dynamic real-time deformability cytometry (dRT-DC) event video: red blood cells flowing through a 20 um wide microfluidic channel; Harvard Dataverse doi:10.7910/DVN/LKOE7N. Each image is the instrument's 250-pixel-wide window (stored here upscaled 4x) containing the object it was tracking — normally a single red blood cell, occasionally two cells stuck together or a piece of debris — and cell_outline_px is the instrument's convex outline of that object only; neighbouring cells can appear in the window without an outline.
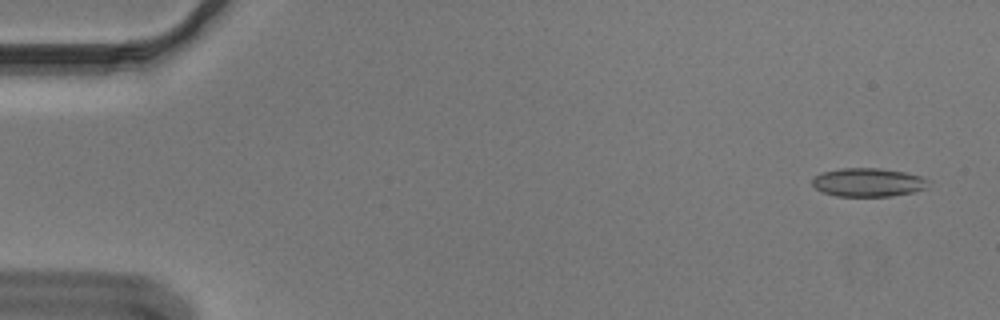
{"species": "Egyptian fruit bat (a non-hibernating species)", "species_latin": "Rousettus aegyptiacus", "temperature_condition": "cold", "stored_images_in_passage": 55, "camera_frame_rate_fps": 3000, "um_per_image_px": 0.085, "animal": {"sex": "male"}, "frame": {"image": 1, "passage_image": 3, "time_ms": 0.667, "image_size_px": [1000, 320], "cell_outline_px": [[928, 188], [912, 192], [892, 196], [836, 196], [824, 192], [816, 188], [812, 184], [812, 180], [816, 176], [824, 172], [840, 168], [880, 168], [904, 172], [924, 176], [928, 180]], "centroid_in_image_um": [73.84, 15.5], "position_along_channel_um": 11.2, "area_um2": 19.31}}
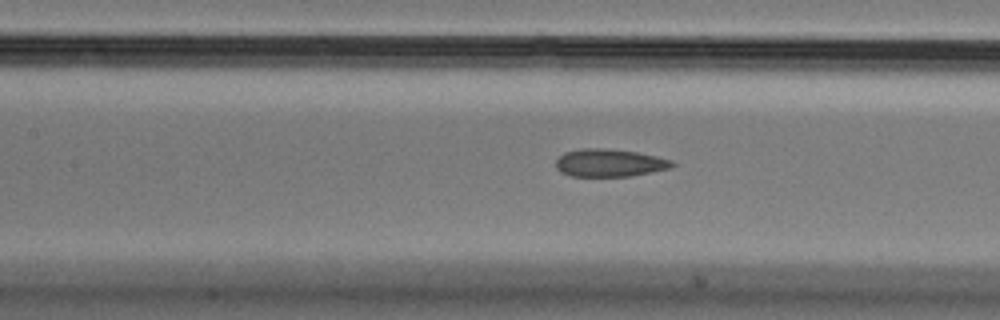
{"frame": {"image": 2, "passage_image": 25, "time_ms": 8.0, "image_size_px": [1000, 320], "cell_outline_px": [[676, 164], [668, 168], [652, 172], [632, 176], [572, 176], [560, 172], [556, 168], [556, 160], [564, 152], [580, 148], [604, 148], [636, 152], [656, 156], [672, 160]], "centroid_in_image_um": [51.79, 13.84], "position_along_channel_um": 155.6, "area_um2": 18.79}}
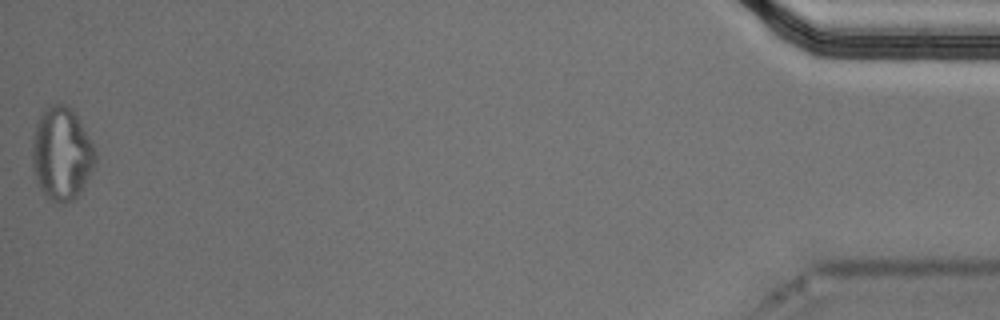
{"frame": {"image": 3, "passage_image": 55, "time_ms": 18.0, "image_size_px": [1000, 320], "cell_outline_px": [[96, 164], [84, 188], [72, 200], [64, 204], [48, 200], [40, 188], [36, 180], [32, 168], [32, 140], [36, 124], [44, 108], [52, 104], [64, 104], [72, 108], [76, 112], [96, 152]], "centroid_in_image_um": [5.24, 13.08], "position_along_channel_um": 430.0, "area_um2": 34.62}, "authors_computed_cell_mechanics": {"area_um2": 19.7098, "velocity_mm_per_s": 3.6602, "shape_relaxation_time_tau1_ms": null, "shape_relaxation_time_tau2_ms": 2.5002, "deformation_change_tau1": null, "deformation_change_tau2": 0.0807}}